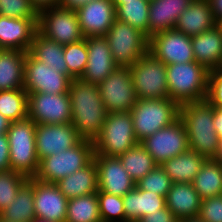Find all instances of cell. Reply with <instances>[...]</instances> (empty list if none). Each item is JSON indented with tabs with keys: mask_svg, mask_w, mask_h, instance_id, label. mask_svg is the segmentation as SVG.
I'll list each match as a JSON object with an SVG mask.
<instances>
[{
	"mask_svg": "<svg viewBox=\"0 0 222 222\" xmlns=\"http://www.w3.org/2000/svg\"><path fill=\"white\" fill-rule=\"evenodd\" d=\"M36 125L34 120L27 117L11 122L6 133L10 167L28 178L34 177L39 168L35 145Z\"/></svg>",
	"mask_w": 222,
	"mask_h": 222,
	"instance_id": "obj_4",
	"label": "cell"
},
{
	"mask_svg": "<svg viewBox=\"0 0 222 222\" xmlns=\"http://www.w3.org/2000/svg\"><path fill=\"white\" fill-rule=\"evenodd\" d=\"M122 199L125 222H138L143 216L152 214L166 205L165 197L136 187L127 192Z\"/></svg>",
	"mask_w": 222,
	"mask_h": 222,
	"instance_id": "obj_26",
	"label": "cell"
},
{
	"mask_svg": "<svg viewBox=\"0 0 222 222\" xmlns=\"http://www.w3.org/2000/svg\"><path fill=\"white\" fill-rule=\"evenodd\" d=\"M86 46L88 61L81 80L92 84H100L118 66L113 61L107 39L104 36L87 37Z\"/></svg>",
	"mask_w": 222,
	"mask_h": 222,
	"instance_id": "obj_20",
	"label": "cell"
},
{
	"mask_svg": "<svg viewBox=\"0 0 222 222\" xmlns=\"http://www.w3.org/2000/svg\"><path fill=\"white\" fill-rule=\"evenodd\" d=\"M82 139L71 123L37 124L35 145L37 158L56 155L77 145Z\"/></svg>",
	"mask_w": 222,
	"mask_h": 222,
	"instance_id": "obj_16",
	"label": "cell"
},
{
	"mask_svg": "<svg viewBox=\"0 0 222 222\" xmlns=\"http://www.w3.org/2000/svg\"><path fill=\"white\" fill-rule=\"evenodd\" d=\"M138 222H179V219L165 205L162 209L143 216Z\"/></svg>",
	"mask_w": 222,
	"mask_h": 222,
	"instance_id": "obj_44",
	"label": "cell"
},
{
	"mask_svg": "<svg viewBox=\"0 0 222 222\" xmlns=\"http://www.w3.org/2000/svg\"><path fill=\"white\" fill-rule=\"evenodd\" d=\"M217 70L222 73V62Z\"/></svg>",
	"mask_w": 222,
	"mask_h": 222,
	"instance_id": "obj_55",
	"label": "cell"
},
{
	"mask_svg": "<svg viewBox=\"0 0 222 222\" xmlns=\"http://www.w3.org/2000/svg\"><path fill=\"white\" fill-rule=\"evenodd\" d=\"M129 69L138 99L169 98L166 65L149 51Z\"/></svg>",
	"mask_w": 222,
	"mask_h": 222,
	"instance_id": "obj_10",
	"label": "cell"
},
{
	"mask_svg": "<svg viewBox=\"0 0 222 222\" xmlns=\"http://www.w3.org/2000/svg\"><path fill=\"white\" fill-rule=\"evenodd\" d=\"M38 18H10L0 15V49L28 52L38 31Z\"/></svg>",
	"mask_w": 222,
	"mask_h": 222,
	"instance_id": "obj_21",
	"label": "cell"
},
{
	"mask_svg": "<svg viewBox=\"0 0 222 222\" xmlns=\"http://www.w3.org/2000/svg\"><path fill=\"white\" fill-rule=\"evenodd\" d=\"M198 218L203 222H222V195L203 199Z\"/></svg>",
	"mask_w": 222,
	"mask_h": 222,
	"instance_id": "obj_42",
	"label": "cell"
},
{
	"mask_svg": "<svg viewBox=\"0 0 222 222\" xmlns=\"http://www.w3.org/2000/svg\"><path fill=\"white\" fill-rule=\"evenodd\" d=\"M140 143L158 165L189 149L188 136L179 118Z\"/></svg>",
	"mask_w": 222,
	"mask_h": 222,
	"instance_id": "obj_13",
	"label": "cell"
},
{
	"mask_svg": "<svg viewBox=\"0 0 222 222\" xmlns=\"http://www.w3.org/2000/svg\"><path fill=\"white\" fill-rule=\"evenodd\" d=\"M97 166L98 191L123 197L135 188V182L122 166L118 157L94 155Z\"/></svg>",
	"mask_w": 222,
	"mask_h": 222,
	"instance_id": "obj_19",
	"label": "cell"
},
{
	"mask_svg": "<svg viewBox=\"0 0 222 222\" xmlns=\"http://www.w3.org/2000/svg\"><path fill=\"white\" fill-rule=\"evenodd\" d=\"M9 142L6 134H0V171L10 170Z\"/></svg>",
	"mask_w": 222,
	"mask_h": 222,
	"instance_id": "obj_45",
	"label": "cell"
},
{
	"mask_svg": "<svg viewBox=\"0 0 222 222\" xmlns=\"http://www.w3.org/2000/svg\"><path fill=\"white\" fill-rule=\"evenodd\" d=\"M65 222H102L97 193L69 199Z\"/></svg>",
	"mask_w": 222,
	"mask_h": 222,
	"instance_id": "obj_34",
	"label": "cell"
},
{
	"mask_svg": "<svg viewBox=\"0 0 222 222\" xmlns=\"http://www.w3.org/2000/svg\"><path fill=\"white\" fill-rule=\"evenodd\" d=\"M194 0H150L148 38L174 29L178 17Z\"/></svg>",
	"mask_w": 222,
	"mask_h": 222,
	"instance_id": "obj_22",
	"label": "cell"
},
{
	"mask_svg": "<svg viewBox=\"0 0 222 222\" xmlns=\"http://www.w3.org/2000/svg\"><path fill=\"white\" fill-rule=\"evenodd\" d=\"M206 160V157L188 149L182 154L164 161L160 166L173 183H192Z\"/></svg>",
	"mask_w": 222,
	"mask_h": 222,
	"instance_id": "obj_29",
	"label": "cell"
},
{
	"mask_svg": "<svg viewBox=\"0 0 222 222\" xmlns=\"http://www.w3.org/2000/svg\"><path fill=\"white\" fill-rule=\"evenodd\" d=\"M213 124L220 139V152L217 159L222 162V108L214 106Z\"/></svg>",
	"mask_w": 222,
	"mask_h": 222,
	"instance_id": "obj_46",
	"label": "cell"
},
{
	"mask_svg": "<svg viewBox=\"0 0 222 222\" xmlns=\"http://www.w3.org/2000/svg\"><path fill=\"white\" fill-rule=\"evenodd\" d=\"M94 154V142L81 140L68 150L41 159L38 172L34 178L42 182L55 184L88 165L94 159Z\"/></svg>",
	"mask_w": 222,
	"mask_h": 222,
	"instance_id": "obj_6",
	"label": "cell"
},
{
	"mask_svg": "<svg viewBox=\"0 0 222 222\" xmlns=\"http://www.w3.org/2000/svg\"><path fill=\"white\" fill-rule=\"evenodd\" d=\"M38 32L61 45L76 43L84 39L74 9L59 5L38 10Z\"/></svg>",
	"mask_w": 222,
	"mask_h": 222,
	"instance_id": "obj_9",
	"label": "cell"
},
{
	"mask_svg": "<svg viewBox=\"0 0 222 222\" xmlns=\"http://www.w3.org/2000/svg\"><path fill=\"white\" fill-rule=\"evenodd\" d=\"M192 184L202 200L222 195V162L207 159Z\"/></svg>",
	"mask_w": 222,
	"mask_h": 222,
	"instance_id": "obj_31",
	"label": "cell"
},
{
	"mask_svg": "<svg viewBox=\"0 0 222 222\" xmlns=\"http://www.w3.org/2000/svg\"><path fill=\"white\" fill-rule=\"evenodd\" d=\"M97 197L102 222H125L122 197L102 191L97 192Z\"/></svg>",
	"mask_w": 222,
	"mask_h": 222,
	"instance_id": "obj_39",
	"label": "cell"
},
{
	"mask_svg": "<svg viewBox=\"0 0 222 222\" xmlns=\"http://www.w3.org/2000/svg\"><path fill=\"white\" fill-rule=\"evenodd\" d=\"M90 1L93 0H60L59 6L76 10L77 8L83 6L84 4H87Z\"/></svg>",
	"mask_w": 222,
	"mask_h": 222,
	"instance_id": "obj_48",
	"label": "cell"
},
{
	"mask_svg": "<svg viewBox=\"0 0 222 222\" xmlns=\"http://www.w3.org/2000/svg\"><path fill=\"white\" fill-rule=\"evenodd\" d=\"M10 125L11 121L0 114V134H6Z\"/></svg>",
	"mask_w": 222,
	"mask_h": 222,
	"instance_id": "obj_50",
	"label": "cell"
},
{
	"mask_svg": "<svg viewBox=\"0 0 222 222\" xmlns=\"http://www.w3.org/2000/svg\"><path fill=\"white\" fill-rule=\"evenodd\" d=\"M33 222H52V221H47V220L36 218Z\"/></svg>",
	"mask_w": 222,
	"mask_h": 222,
	"instance_id": "obj_53",
	"label": "cell"
},
{
	"mask_svg": "<svg viewBox=\"0 0 222 222\" xmlns=\"http://www.w3.org/2000/svg\"><path fill=\"white\" fill-rule=\"evenodd\" d=\"M139 144L130 112L108 113L100 136L94 141V155L118 157Z\"/></svg>",
	"mask_w": 222,
	"mask_h": 222,
	"instance_id": "obj_7",
	"label": "cell"
},
{
	"mask_svg": "<svg viewBox=\"0 0 222 222\" xmlns=\"http://www.w3.org/2000/svg\"><path fill=\"white\" fill-rule=\"evenodd\" d=\"M135 137L140 143L179 118V105L170 98L138 99L131 111Z\"/></svg>",
	"mask_w": 222,
	"mask_h": 222,
	"instance_id": "obj_5",
	"label": "cell"
},
{
	"mask_svg": "<svg viewBox=\"0 0 222 222\" xmlns=\"http://www.w3.org/2000/svg\"><path fill=\"white\" fill-rule=\"evenodd\" d=\"M75 11L84 38L105 36L116 20V7L111 0H93Z\"/></svg>",
	"mask_w": 222,
	"mask_h": 222,
	"instance_id": "obj_17",
	"label": "cell"
},
{
	"mask_svg": "<svg viewBox=\"0 0 222 222\" xmlns=\"http://www.w3.org/2000/svg\"><path fill=\"white\" fill-rule=\"evenodd\" d=\"M114 4V6L117 8L119 5L124 3V1H130V0H111Z\"/></svg>",
	"mask_w": 222,
	"mask_h": 222,
	"instance_id": "obj_52",
	"label": "cell"
},
{
	"mask_svg": "<svg viewBox=\"0 0 222 222\" xmlns=\"http://www.w3.org/2000/svg\"><path fill=\"white\" fill-rule=\"evenodd\" d=\"M195 61L209 71L217 70L222 62V29L214 28L191 37Z\"/></svg>",
	"mask_w": 222,
	"mask_h": 222,
	"instance_id": "obj_23",
	"label": "cell"
},
{
	"mask_svg": "<svg viewBox=\"0 0 222 222\" xmlns=\"http://www.w3.org/2000/svg\"><path fill=\"white\" fill-rule=\"evenodd\" d=\"M217 22L207 0H194L178 17L174 29L188 35L196 36L214 28Z\"/></svg>",
	"mask_w": 222,
	"mask_h": 222,
	"instance_id": "obj_24",
	"label": "cell"
},
{
	"mask_svg": "<svg viewBox=\"0 0 222 222\" xmlns=\"http://www.w3.org/2000/svg\"><path fill=\"white\" fill-rule=\"evenodd\" d=\"M28 93V117L36 124H66L72 121L71 102L68 93Z\"/></svg>",
	"mask_w": 222,
	"mask_h": 222,
	"instance_id": "obj_12",
	"label": "cell"
},
{
	"mask_svg": "<svg viewBox=\"0 0 222 222\" xmlns=\"http://www.w3.org/2000/svg\"><path fill=\"white\" fill-rule=\"evenodd\" d=\"M36 60L46 64L51 69L67 75V64L64 57V45L47 39L38 31L28 51Z\"/></svg>",
	"mask_w": 222,
	"mask_h": 222,
	"instance_id": "obj_30",
	"label": "cell"
},
{
	"mask_svg": "<svg viewBox=\"0 0 222 222\" xmlns=\"http://www.w3.org/2000/svg\"><path fill=\"white\" fill-rule=\"evenodd\" d=\"M72 110L71 124L82 140L94 142L108 115L98 84L72 79L69 87Z\"/></svg>",
	"mask_w": 222,
	"mask_h": 222,
	"instance_id": "obj_1",
	"label": "cell"
},
{
	"mask_svg": "<svg viewBox=\"0 0 222 222\" xmlns=\"http://www.w3.org/2000/svg\"><path fill=\"white\" fill-rule=\"evenodd\" d=\"M24 86L27 92L68 93L71 78L36 60L29 52L25 58Z\"/></svg>",
	"mask_w": 222,
	"mask_h": 222,
	"instance_id": "obj_14",
	"label": "cell"
},
{
	"mask_svg": "<svg viewBox=\"0 0 222 222\" xmlns=\"http://www.w3.org/2000/svg\"><path fill=\"white\" fill-rule=\"evenodd\" d=\"M0 222H7V221H5L4 219H2V218L0 217Z\"/></svg>",
	"mask_w": 222,
	"mask_h": 222,
	"instance_id": "obj_56",
	"label": "cell"
},
{
	"mask_svg": "<svg viewBox=\"0 0 222 222\" xmlns=\"http://www.w3.org/2000/svg\"><path fill=\"white\" fill-rule=\"evenodd\" d=\"M118 67H130L149 51V38L128 23L115 20L104 36Z\"/></svg>",
	"mask_w": 222,
	"mask_h": 222,
	"instance_id": "obj_8",
	"label": "cell"
},
{
	"mask_svg": "<svg viewBox=\"0 0 222 222\" xmlns=\"http://www.w3.org/2000/svg\"><path fill=\"white\" fill-rule=\"evenodd\" d=\"M34 186V209L36 218L65 222L68 199L54 183H46L30 177Z\"/></svg>",
	"mask_w": 222,
	"mask_h": 222,
	"instance_id": "obj_18",
	"label": "cell"
},
{
	"mask_svg": "<svg viewBox=\"0 0 222 222\" xmlns=\"http://www.w3.org/2000/svg\"><path fill=\"white\" fill-rule=\"evenodd\" d=\"M0 15L10 18H38V10L30 0H0Z\"/></svg>",
	"mask_w": 222,
	"mask_h": 222,
	"instance_id": "obj_41",
	"label": "cell"
},
{
	"mask_svg": "<svg viewBox=\"0 0 222 222\" xmlns=\"http://www.w3.org/2000/svg\"><path fill=\"white\" fill-rule=\"evenodd\" d=\"M149 52L165 65L195 61L191 37L170 29L149 38Z\"/></svg>",
	"mask_w": 222,
	"mask_h": 222,
	"instance_id": "obj_15",
	"label": "cell"
},
{
	"mask_svg": "<svg viewBox=\"0 0 222 222\" xmlns=\"http://www.w3.org/2000/svg\"><path fill=\"white\" fill-rule=\"evenodd\" d=\"M64 57L67 64V75L71 79L81 78L88 61L86 38L64 45Z\"/></svg>",
	"mask_w": 222,
	"mask_h": 222,
	"instance_id": "obj_37",
	"label": "cell"
},
{
	"mask_svg": "<svg viewBox=\"0 0 222 222\" xmlns=\"http://www.w3.org/2000/svg\"><path fill=\"white\" fill-rule=\"evenodd\" d=\"M210 71L196 61L166 65L169 98L179 106L207 100Z\"/></svg>",
	"mask_w": 222,
	"mask_h": 222,
	"instance_id": "obj_3",
	"label": "cell"
},
{
	"mask_svg": "<svg viewBox=\"0 0 222 222\" xmlns=\"http://www.w3.org/2000/svg\"><path fill=\"white\" fill-rule=\"evenodd\" d=\"M0 217L7 222H33L36 219L34 186L29 181L20 188L14 201L0 213Z\"/></svg>",
	"mask_w": 222,
	"mask_h": 222,
	"instance_id": "obj_32",
	"label": "cell"
},
{
	"mask_svg": "<svg viewBox=\"0 0 222 222\" xmlns=\"http://www.w3.org/2000/svg\"><path fill=\"white\" fill-rule=\"evenodd\" d=\"M217 25L222 29V19L217 23Z\"/></svg>",
	"mask_w": 222,
	"mask_h": 222,
	"instance_id": "obj_54",
	"label": "cell"
},
{
	"mask_svg": "<svg viewBox=\"0 0 222 222\" xmlns=\"http://www.w3.org/2000/svg\"><path fill=\"white\" fill-rule=\"evenodd\" d=\"M214 106L208 101L187 102L179 106V119L187 136L189 149L207 159H217L220 139L214 124Z\"/></svg>",
	"mask_w": 222,
	"mask_h": 222,
	"instance_id": "obj_2",
	"label": "cell"
},
{
	"mask_svg": "<svg viewBox=\"0 0 222 222\" xmlns=\"http://www.w3.org/2000/svg\"><path fill=\"white\" fill-rule=\"evenodd\" d=\"M28 180L27 176L12 169L0 171V213L14 201L20 188Z\"/></svg>",
	"mask_w": 222,
	"mask_h": 222,
	"instance_id": "obj_38",
	"label": "cell"
},
{
	"mask_svg": "<svg viewBox=\"0 0 222 222\" xmlns=\"http://www.w3.org/2000/svg\"><path fill=\"white\" fill-rule=\"evenodd\" d=\"M59 1L60 0H30L37 10L48 6H57L59 5Z\"/></svg>",
	"mask_w": 222,
	"mask_h": 222,
	"instance_id": "obj_49",
	"label": "cell"
},
{
	"mask_svg": "<svg viewBox=\"0 0 222 222\" xmlns=\"http://www.w3.org/2000/svg\"><path fill=\"white\" fill-rule=\"evenodd\" d=\"M55 184L68 200L97 193V166L94 159L85 167L64 177Z\"/></svg>",
	"mask_w": 222,
	"mask_h": 222,
	"instance_id": "obj_27",
	"label": "cell"
},
{
	"mask_svg": "<svg viewBox=\"0 0 222 222\" xmlns=\"http://www.w3.org/2000/svg\"><path fill=\"white\" fill-rule=\"evenodd\" d=\"M101 99L108 113L130 112L138 101L129 67H118L99 84Z\"/></svg>",
	"mask_w": 222,
	"mask_h": 222,
	"instance_id": "obj_11",
	"label": "cell"
},
{
	"mask_svg": "<svg viewBox=\"0 0 222 222\" xmlns=\"http://www.w3.org/2000/svg\"><path fill=\"white\" fill-rule=\"evenodd\" d=\"M212 10L215 21L218 23L222 19V0H207Z\"/></svg>",
	"mask_w": 222,
	"mask_h": 222,
	"instance_id": "obj_47",
	"label": "cell"
},
{
	"mask_svg": "<svg viewBox=\"0 0 222 222\" xmlns=\"http://www.w3.org/2000/svg\"><path fill=\"white\" fill-rule=\"evenodd\" d=\"M118 158L135 183L158 165L141 143L127 150Z\"/></svg>",
	"mask_w": 222,
	"mask_h": 222,
	"instance_id": "obj_33",
	"label": "cell"
},
{
	"mask_svg": "<svg viewBox=\"0 0 222 222\" xmlns=\"http://www.w3.org/2000/svg\"><path fill=\"white\" fill-rule=\"evenodd\" d=\"M179 222H203L198 217L179 220Z\"/></svg>",
	"mask_w": 222,
	"mask_h": 222,
	"instance_id": "obj_51",
	"label": "cell"
},
{
	"mask_svg": "<svg viewBox=\"0 0 222 222\" xmlns=\"http://www.w3.org/2000/svg\"><path fill=\"white\" fill-rule=\"evenodd\" d=\"M150 0L124 1L116 8V19L128 23L148 37Z\"/></svg>",
	"mask_w": 222,
	"mask_h": 222,
	"instance_id": "obj_35",
	"label": "cell"
},
{
	"mask_svg": "<svg viewBox=\"0 0 222 222\" xmlns=\"http://www.w3.org/2000/svg\"><path fill=\"white\" fill-rule=\"evenodd\" d=\"M207 100L213 106L222 108V73L218 70L209 73Z\"/></svg>",
	"mask_w": 222,
	"mask_h": 222,
	"instance_id": "obj_43",
	"label": "cell"
},
{
	"mask_svg": "<svg viewBox=\"0 0 222 222\" xmlns=\"http://www.w3.org/2000/svg\"><path fill=\"white\" fill-rule=\"evenodd\" d=\"M0 114L11 122L27 118V91L24 88L0 91Z\"/></svg>",
	"mask_w": 222,
	"mask_h": 222,
	"instance_id": "obj_36",
	"label": "cell"
},
{
	"mask_svg": "<svg viewBox=\"0 0 222 222\" xmlns=\"http://www.w3.org/2000/svg\"><path fill=\"white\" fill-rule=\"evenodd\" d=\"M201 201L192 183H173L165 198L166 206L179 220L198 217Z\"/></svg>",
	"mask_w": 222,
	"mask_h": 222,
	"instance_id": "obj_25",
	"label": "cell"
},
{
	"mask_svg": "<svg viewBox=\"0 0 222 222\" xmlns=\"http://www.w3.org/2000/svg\"><path fill=\"white\" fill-rule=\"evenodd\" d=\"M172 184L173 182L171 178L165 173L160 165H157L141 180L136 182L135 187L140 190L154 192L166 198Z\"/></svg>",
	"mask_w": 222,
	"mask_h": 222,
	"instance_id": "obj_40",
	"label": "cell"
},
{
	"mask_svg": "<svg viewBox=\"0 0 222 222\" xmlns=\"http://www.w3.org/2000/svg\"><path fill=\"white\" fill-rule=\"evenodd\" d=\"M27 52L0 49V91L23 88Z\"/></svg>",
	"mask_w": 222,
	"mask_h": 222,
	"instance_id": "obj_28",
	"label": "cell"
}]
</instances>
